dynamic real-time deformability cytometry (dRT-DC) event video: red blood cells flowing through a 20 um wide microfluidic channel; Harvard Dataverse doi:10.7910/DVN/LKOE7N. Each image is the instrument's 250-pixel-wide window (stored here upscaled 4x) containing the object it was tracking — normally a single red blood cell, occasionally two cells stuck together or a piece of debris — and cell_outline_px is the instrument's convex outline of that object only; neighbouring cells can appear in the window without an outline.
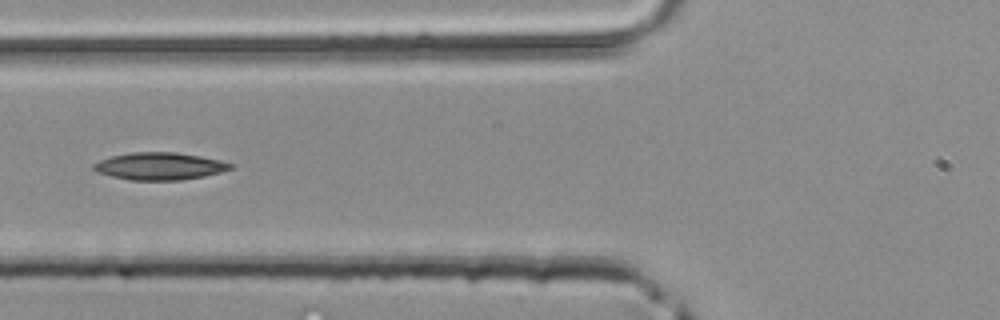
{"species": "common noctule bat (a hibernating species)", "species_latin": "Nyctalus noctula", "temperature_condition": "room temperature", "stored_images_in_passage": 25, "camera_frame_rate_fps": 3000, "um_per_image_px": 0.085, "animal": {"sex": "male", "body_mass_g": 20.4}, "frame": {"image": 1, "passage_image": 4, "time_ms": 1.0, "image_size_px": [1000, 320], "cell_outline_px": [[232, 168], [220, 172], [204, 176], [180, 180], [128, 180], [96, 172], [92, 168], [92, 164], [100, 160], [112, 156], [132, 152], [176, 152], [200, 156], [220, 160], [232, 164]], "centroid_in_image_um": [13.53, 14.12], "position_along_channel_um": 112.3, "area_um2": 21.73}}
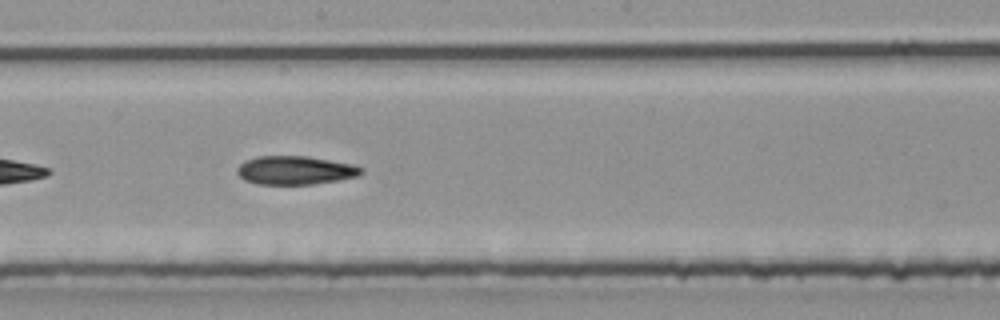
{"frame": {"image": 2, "passage_image": 11, "time_ms": 3.333, "image_size_px": [1000, 320], "cell_outline_px": [[364, 172], [356, 176], [336, 180], [312, 184], [256, 184], [244, 180], [236, 172], [236, 168], [244, 160], [256, 156], [308, 156], [352, 164], [364, 168]], "centroid_in_image_um": [25.05, 14.46], "position_along_channel_um": 223.1, "area_um2": 20.69}}
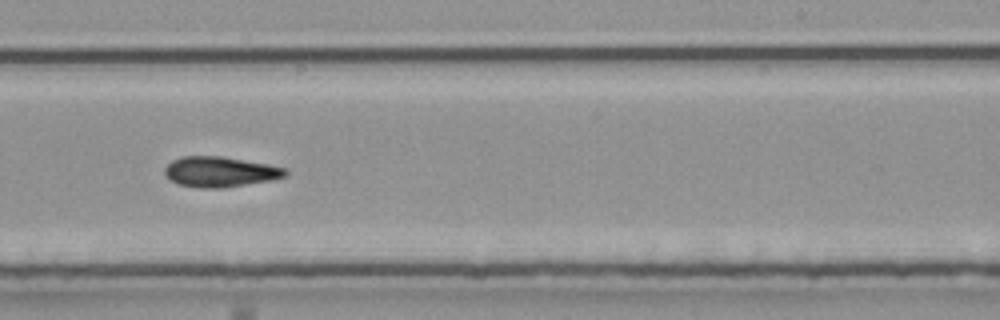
{"frame": {"image": 3, "passage_image": 14, "time_ms": 4.333, "image_size_px": [1000, 320], "cell_outline_px": [[288, 176], [272, 180], [224, 188], [200, 188], [180, 184], [172, 180], [164, 172], [164, 168], [172, 160], [184, 156], [220, 156], [268, 164], [288, 168]], "centroid_in_image_um": [18.77, 14.6], "position_along_channel_um": 270.2, "area_um2": 21.33}}